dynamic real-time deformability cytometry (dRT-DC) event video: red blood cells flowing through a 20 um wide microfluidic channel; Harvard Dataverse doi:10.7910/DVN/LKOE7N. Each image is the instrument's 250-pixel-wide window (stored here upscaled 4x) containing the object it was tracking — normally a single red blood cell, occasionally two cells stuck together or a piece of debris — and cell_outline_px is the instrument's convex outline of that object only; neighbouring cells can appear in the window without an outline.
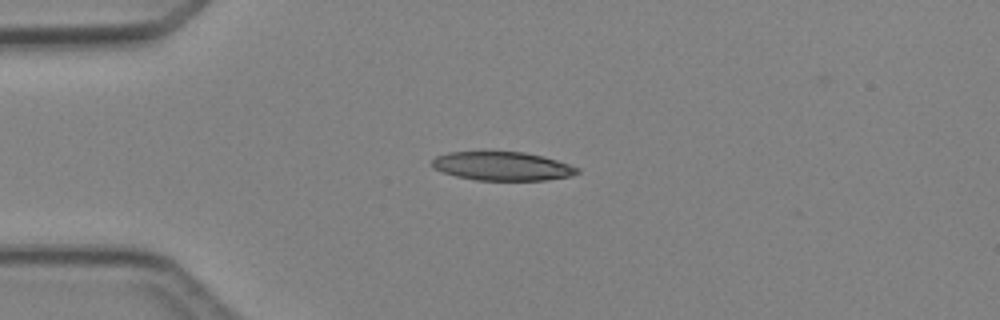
{"species": "Egyptian fruit bat (a non-hibernating species)", "species_latin": "Rousettus aegyptiacus", "temperature_condition": "cold", "stored_images_in_passage": 3, "camera_frame_rate_fps": 3000, "um_per_image_px": 0.085, "animal": {"sex": "female"}, "frame": {"image": 1, "passage_image": 1, "time_ms": 0.0, "image_size_px": [1000, 320], "cell_outline_px": [[580, 172], [572, 176], [544, 180], [476, 180], [456, 176], [432, 168], [432, 160], [436, 156], [448, 152], [524, 152], [544, 156], [580, 168]], "centroid_in_image_um": [42.71, 14.12], "position_along_channel_um": 42.3, "area_um2": 24.28}}
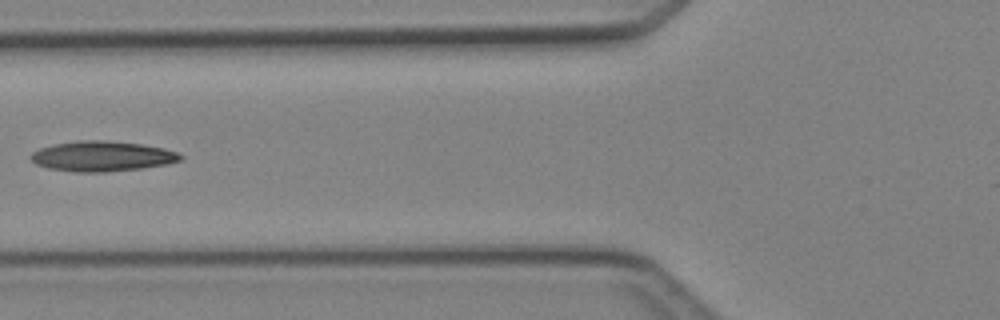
{"frame": {"image": 2, "passage_image": 3, "time_ms": 2.333, "image_size_px": [1000, 320], "cell_outline_px": [[184, 160], [168, 164], [144, 168], [104, 172], [76, 172], [48, 168], [36, 164], [28, 156], [32, 152], [40, 148], [56, 144], [80, 140], [104, 140], [140, 144], [164, 148], [176, 152], [184, 156]], "centroid_in_image_um": [8.71, 13.29], "position_along_channel_um": 117.1, "area_um2": 26.41}}